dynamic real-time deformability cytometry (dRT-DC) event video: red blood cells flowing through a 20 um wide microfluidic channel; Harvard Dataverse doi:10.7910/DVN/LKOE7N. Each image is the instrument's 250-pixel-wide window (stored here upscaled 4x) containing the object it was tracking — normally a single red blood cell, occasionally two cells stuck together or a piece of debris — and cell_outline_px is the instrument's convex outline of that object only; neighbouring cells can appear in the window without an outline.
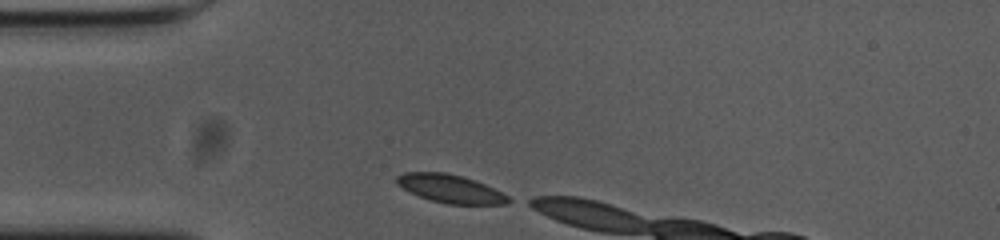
{"species": "common noctule bat (a hibernating species)", "species_latin": "Nyctalus noctula", "temperature_condition": "cold", "stored_images_in_passage": 5, "camera_frame_rate_fps": 3000, "um_per_image_px": 0.085, "animal": {"sex": "female", "body_mass_g": 23.0, "forearm_length_mm": 53.4}, "frame": {"image": 1, "passage_image": 1, "time_ms": 0.0, "image_size_px": [1000, 240], "cell_outline_px": [[516, 200], [508, 204], [448, 204], [432, 200], [420, 196], [396, 184], [396, 176], [404, 172], [444, 172], [476, 180]], "centroid_in_image_um": [38.32, 16.04], "position_along_channel_um": 46.7, "area_um2": 18.21}}